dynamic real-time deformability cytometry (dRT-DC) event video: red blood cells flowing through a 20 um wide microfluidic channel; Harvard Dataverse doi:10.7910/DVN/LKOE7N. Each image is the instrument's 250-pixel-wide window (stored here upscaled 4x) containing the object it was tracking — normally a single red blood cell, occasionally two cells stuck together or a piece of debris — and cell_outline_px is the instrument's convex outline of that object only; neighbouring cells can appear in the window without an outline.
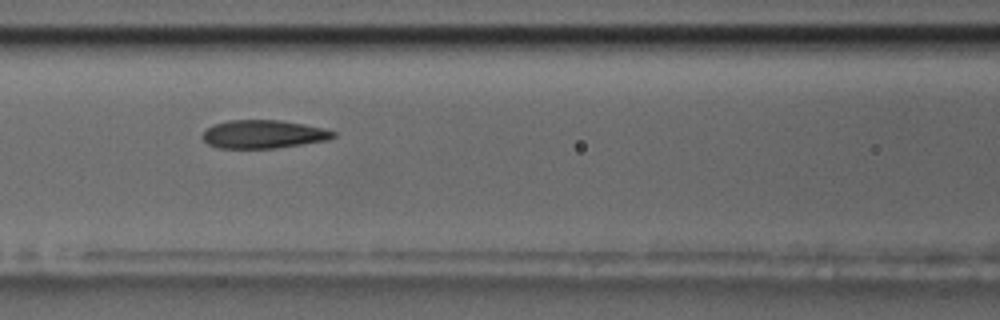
{"species": "common noctule bat (a hibernating species)", "species_latin": "Nyctalus noctula", "temperature_condition": "room temperature", "stored_images_in_passage": 37, "camera_frame_rate_fps": 3000, "um_per_image_px": 0.085, "animal": {"sex": "male", "body_mass_g": 17.5, "forearm_length_mm": 52.3}, "frame": {"image": 1, "passage_image": 11, "time_ms": 3.333, "image_size_px": [1000, 320], "cell_outline_px": [[336, 136], [328, 140], [276, 148], [220, 148], [208, 144], [200, 136], [208, 128], [216, 124], [228, 120], [280, 120], [304, 124], [324, 128], [336, 132]], "centroid_in_image_um": [22.41, 11.41], "position_along_channel_um": 144.2, "area_um2": 21.5}}
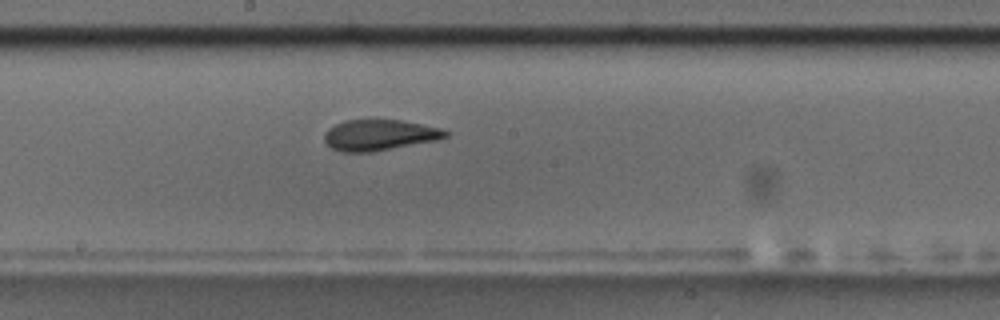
{"frame": {"image": 2, "passage_image": 17, "time_ms": 5.333, "image_size_px": [1000, 320], "cell_outline_px": [[448, 136], [440, 140], [372, 152], [344, 152], [332, 148], [324, 140], [324, 132], [328, 128], [344, 120], [400, 120], [444, 128], [448, 132]], "centroid_in_image_um": [32.29, 11.48], "position_along_channel_um": 215.9, "area_um2": 21.96}}
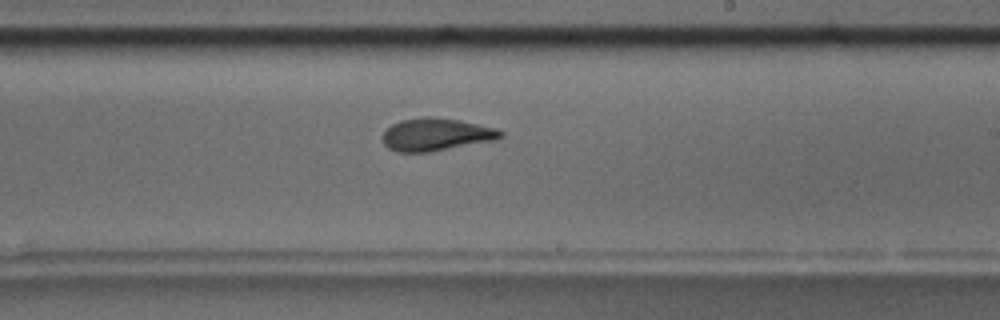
{"frame": {"image": 3, "passage_image": 20, "time_ms": 6.333, "image_size_px": [1000, 320], "cell_outline_px": [[504, 136], [496, 140], [432, 152], [400, 152], [388, 148], [384, 144], [384, 132], [392, 124], [400, 120], [424, 116], [436, 116], [460, 120], [496, 128], [504, 132]], "centroid_in_image_um": [37.11, 11.42], "position_along_channel_um": 251.9, "area_um2": 22.66}}